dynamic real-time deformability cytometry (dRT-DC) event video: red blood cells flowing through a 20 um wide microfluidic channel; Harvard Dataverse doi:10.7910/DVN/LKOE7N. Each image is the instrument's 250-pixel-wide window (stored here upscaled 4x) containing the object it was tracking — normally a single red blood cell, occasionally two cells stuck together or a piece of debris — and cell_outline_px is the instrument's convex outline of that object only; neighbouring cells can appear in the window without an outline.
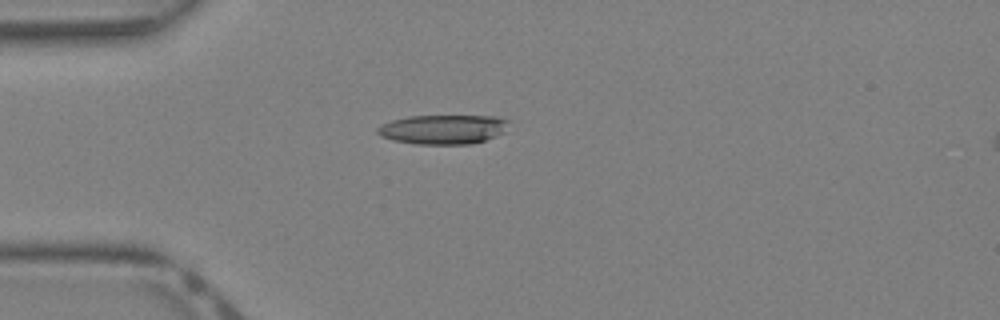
{"species": "Egyptian fruit bat (a non-hibernating species)", "species_latin": "Rousettus aegyptiacus", "temperature_condition": "warm", "stored_images_in_passage": 35, "camera_frame_rate_fps": 3000, "um_per_image_px": 0.085, "animal": {"sex": "female"}, "frame": {"image": 1, "passage_image": 6, "time_ms": 1.667, "image_size_px": [1000, 320], "cell_outline_px": [[508, 132], [472, 144], [416, 144], [392, 140], [380, 136], [376, 132], [376, 128], [380, 124], [392, 120], [408, 116], [496, 116], [508, 120]], "centroid_in_image_um": [37.67, 10.99], "position_along_channel_um": 47.3, "area_um2": 22.77}}
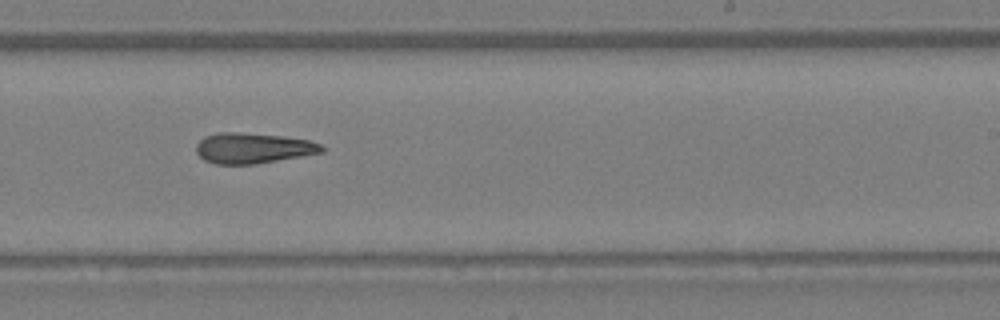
{"frame": {"image": 2, "passage_image": 20, "time_ms": 6.333, "image_size_px": [1000, 320], "cell_outline_px": [[328, 148], [324, 152], [252, 164], [216, 164], [204, 160], [196, 152], [196, 144], [204, 136], [220, 132], [236, 132], [284, 136], [308, 140], [320, 144]], "centroid_in_image_um": [21.5, 12.58], "position_along_channel_um": 267.5, "area_um2": 22.25}}
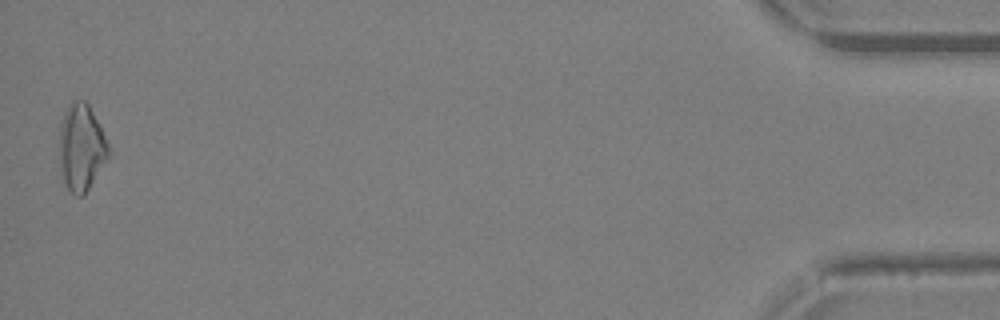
{"frame": {"image": 3, "passage_image": 35, "time_ms": 11.333, "image_size_px": [1000, 320], "cell_outline_px": [[112, 152], [84, 196], [76, 196], [68, 188], [64, 180], [60, 160], [60, 124], [64, 112], [72, 100], [84, 100], [88, 104], [100, 124]], "centroid_in_image_um": [6.95, 12.51], "position_along_channel_um": 428.3, "area_um2": 24.85}}